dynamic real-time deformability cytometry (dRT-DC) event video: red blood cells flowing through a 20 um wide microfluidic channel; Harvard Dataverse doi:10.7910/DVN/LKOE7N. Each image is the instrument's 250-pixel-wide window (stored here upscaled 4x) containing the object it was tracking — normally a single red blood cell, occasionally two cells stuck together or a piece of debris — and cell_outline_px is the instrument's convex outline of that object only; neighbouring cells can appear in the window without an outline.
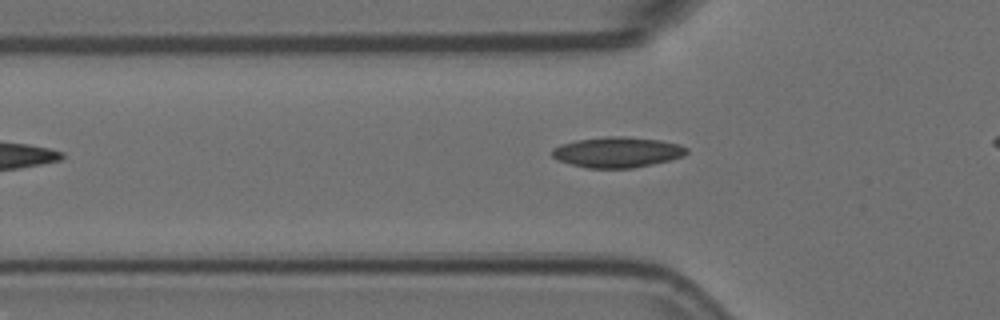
{"species": "Egyptian fruit bat (a non-hibernating species)", "species_latin": "Rousettus aegyptiacus", "temperature_condition": "room temperature", "stored_images_in_passage": 4, "camera_frame_rate_fps": 3000, "um_per_image_px": 0.085, "animal": {"sex": "female"}, "frame": {"image": 1, "passage_image": 4, "time_ms": 1.0, "image_size_px": [1000, 320], "cell_outline_px": [[688, 152], [684, 156], [652, 164], [632, 168], [588, 168], [556, 160], [552, 156], [552, 148], [560, 144], [576, 140], [604, 136], [624, 136], [660, 140], [680, 144], [688, 148]], "centroid_in_image_um": [52.46, 12.92], "position_along_channel_um": 73.3, "area_um2": 24.04}}